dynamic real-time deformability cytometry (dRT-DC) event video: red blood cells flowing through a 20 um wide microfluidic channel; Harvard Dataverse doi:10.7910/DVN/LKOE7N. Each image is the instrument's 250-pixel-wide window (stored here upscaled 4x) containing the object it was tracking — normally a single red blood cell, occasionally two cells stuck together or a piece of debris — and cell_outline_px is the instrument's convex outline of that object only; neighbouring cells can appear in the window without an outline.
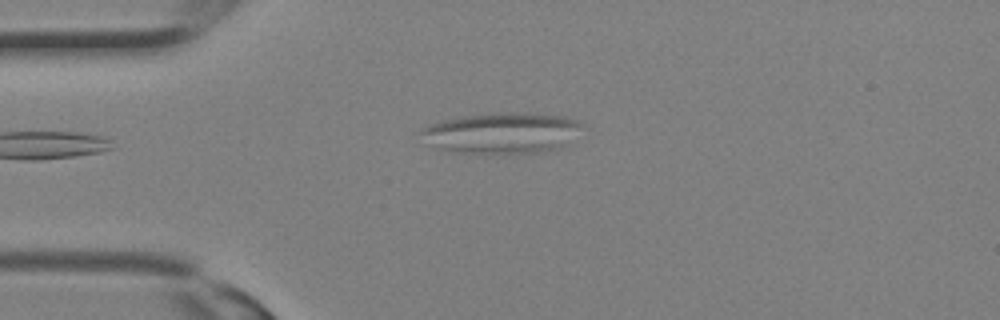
{"species": "Egyptian fruit bat (a non-hibernating species)", "species_latin": "Rousettus aegyptiacus", "temperature_condition": "room temperature", "stored_images_in_passage": 23, "camera_frame_rate_fps": 3000, "um_per_image_px": 0.085, "animal": {"sex": "female"}, "frame": {"image": 1, "passage_image": 1, "time_ms": 0.0, "image_size_px": [1000, 320], "cell_outline_px": [[580, 124], [568, 144], [560, 148], [540, 152], [508, 156], [500, 156], [452, 152], [432, 148], [420, 132], [420, 128], [432, 124], [464, 116], [500, 112], [512, 112], [560, 116], [576, 120]], "centroid_in_image_um": [42.59, 11.37], "position_along_channel_um": 42.4, "area_um2": 38.84}}
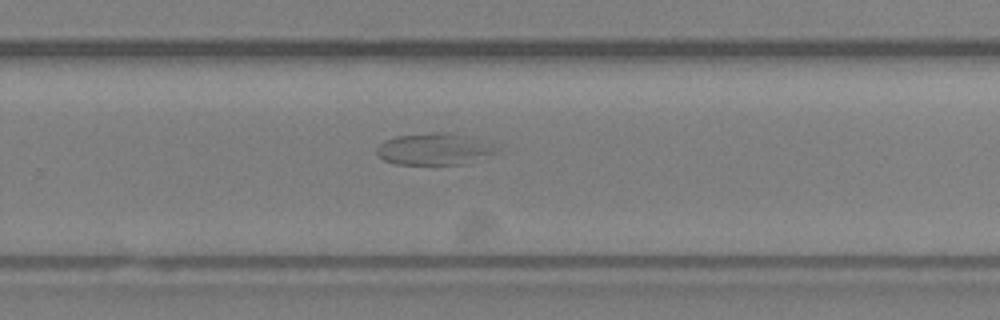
{"frame": {"image": 2, "passage_image": 14, "time_ms": 4.333, "image_size_px": [1000, 320], "cell_outline_px": [[500, 144], [496, 152], [460, 164], [396, 164], [384, 160], [376, 152], [376, 148], [384, 140], [396, 136], [432, 132], [448, 132], [468, 136]], "centroid_in_image_um": [36.93, 12.64], "position_along_channel_um": 292.9, "area_um2": 22.14}}
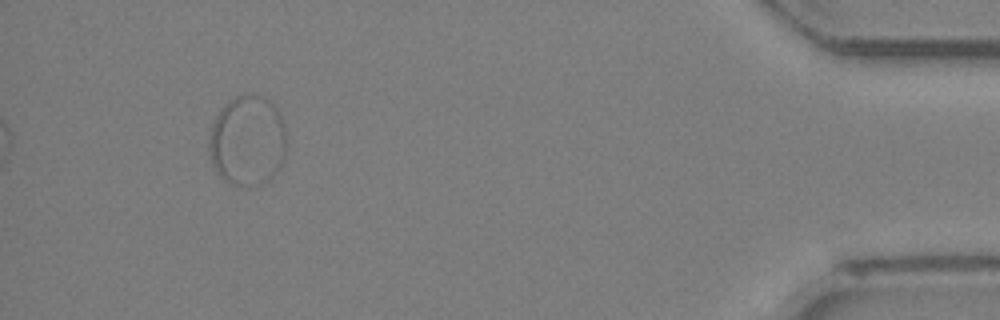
{"frame": {"image": 3, "passage_image": 23, "time_ms": 7.333, "image_size_px": [1000, 320], "cell_outline_px": [[288, 140], [284, 156], [276, 172], [268, 180], [252, 188], [248, 188], [228, 184], [216, 172], [212, 164], [208, 152], [208, 136], [212, 124], [220, 108], [224, 104], [236, 96], [264, 96], [276, 108], [284, 124]], "centroid_in_image_um": [21.01, 12.01], "position_along_channel_um": 414.2, "area_um2": 41.38}}